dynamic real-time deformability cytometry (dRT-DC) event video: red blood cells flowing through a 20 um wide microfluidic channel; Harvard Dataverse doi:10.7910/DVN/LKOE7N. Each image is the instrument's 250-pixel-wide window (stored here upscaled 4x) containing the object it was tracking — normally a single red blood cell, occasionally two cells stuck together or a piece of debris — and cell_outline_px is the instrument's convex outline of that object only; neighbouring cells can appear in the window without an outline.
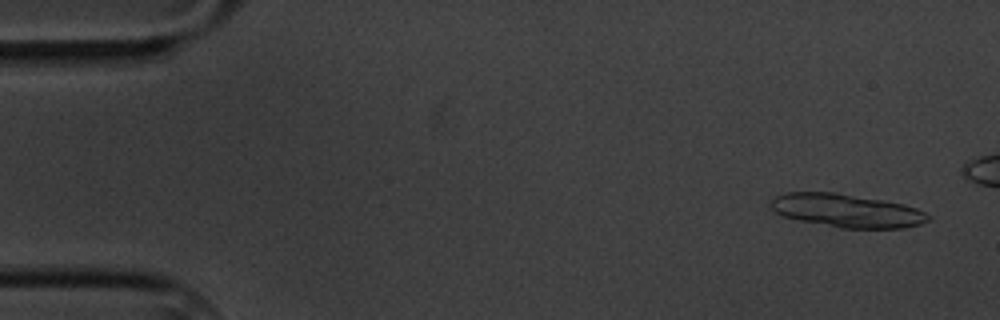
{"species": "common noctule bat (a hibernating species)", "species_latin": "Nyctalus noctula", "temperature_condition": "cold", "stored_images_in_passage": 6, "camera_frame_rate_fps": 3000, "um_per_image_px": 0.085, "animal": {"sex": "male", "body_mass_g": 20.1, "forearm_length_mm": 53.5}, "frame": {"image": 1, "passage_image": 1, "time_ms": 0.0, "image_size_px": [1000, 320], "cell_outline_px": [[932, 216], [928, 220], [920, 224], [904, 228], [840, 228], [800, 220], [784, 216], [776, 212], [772, 208], [772, 200], [776, 196], [784, 192], [836, 192], [884, 200], [904, 204], [916, 208]], "centroid_in_image_um": [72.0, 17.9], "position_along_channel_um": 13.0, "area_um2": 30.46}}